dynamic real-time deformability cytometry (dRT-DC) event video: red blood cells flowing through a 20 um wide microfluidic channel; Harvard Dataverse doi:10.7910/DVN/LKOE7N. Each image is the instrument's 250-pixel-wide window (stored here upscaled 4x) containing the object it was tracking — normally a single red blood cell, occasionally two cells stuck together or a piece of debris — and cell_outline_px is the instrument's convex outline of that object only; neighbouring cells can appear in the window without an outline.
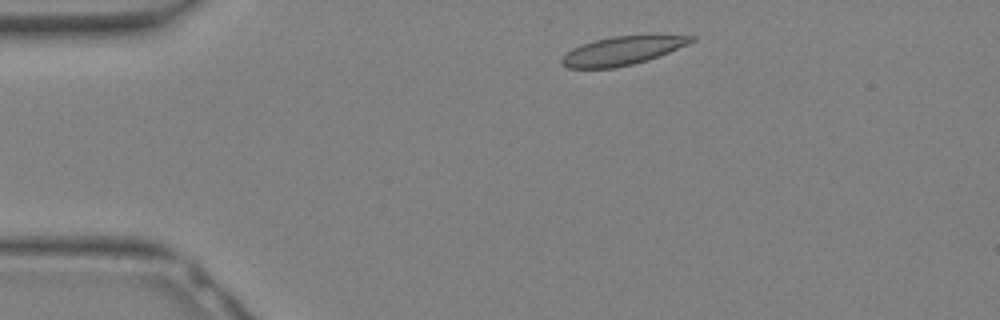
{"species": "Egyptian fruit bat (a non-hibernating species)", "species_latin": "Rousettus aegyptiacus", "temperature_condition": "warm", "stored_images_in_passage": 15, "camera_frame_rate_fps": 3000, "um_per_image_px": 0.085, "animal": {"sex": "female"}, "frame": {"image": 1, "passage_image": 2, "time_ms": 0.333, "image_size_px": [1000, 320], "cell_outline_px": [[696, 40], [688, 44], [660, 56], [648, 60], [632, 64], [612, 68], [568, 68], [560, 64], [560, 60], [572, 48], [580, 44], [612, 36], [656, 32], [660, 32], [696, 36]], "centroid_in_image_um": [53.02, 4.25], "position_along_channel_um": 32.0, "area_um2": 22.54}}
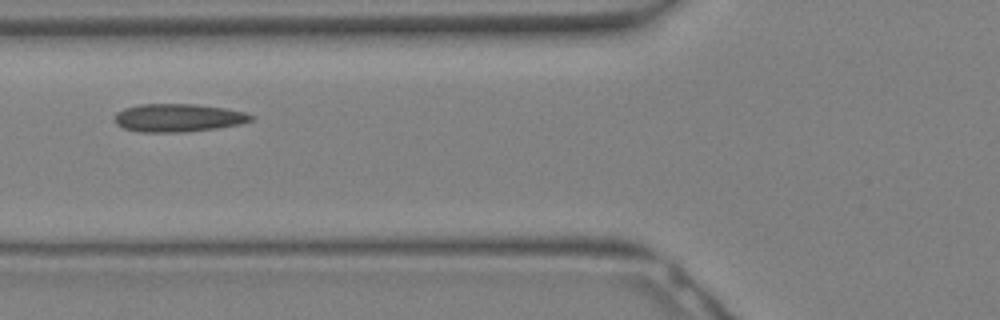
{"frame": {"image": 2, "passage_image": 8, "time_ms": 2.333, "image_size_px": [1000, 320], "cell_outline_px": [[252, 120], [240, 124], [216, 128], [188, 132], [140, 132], [124, 128], [116, 124], [116, 112], [124, 108], [140, 104], [196, 104], [224, 108], [244, 112], [252, 116]], "centroid_in_image_um": [15.13, 10.01], "position_along_channel_um": 110.7, "area_um2": 22.2}}
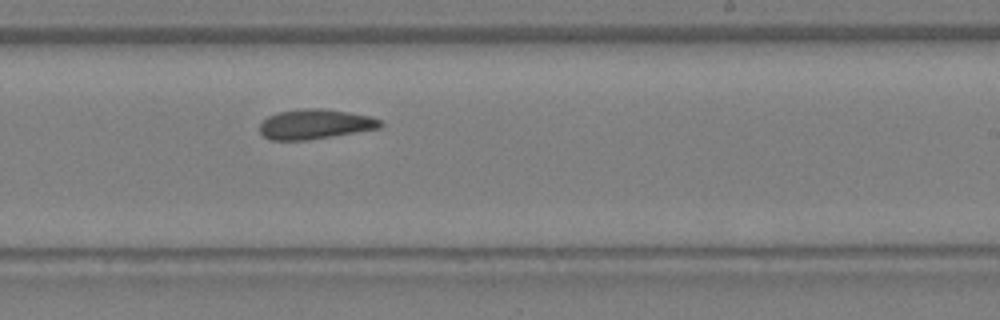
{"frame": {"image": 3, "passage_image": 15, "time_ms": 4.667, "image_size_px": [1000, 320], "cell_outline_px": [[384, 124], [380, 128], [308, 140], [272, 140], [264, 136], [260, 132], [260, 124], [268, 116], [280, 112], [300, 108], [324, 108], [348, 112], [368, 116], [380, 120]], "centroid_in_image_um": [26.78, 10.55], "position_along_channel_um": 262.2, "area_um2": 20.87}}